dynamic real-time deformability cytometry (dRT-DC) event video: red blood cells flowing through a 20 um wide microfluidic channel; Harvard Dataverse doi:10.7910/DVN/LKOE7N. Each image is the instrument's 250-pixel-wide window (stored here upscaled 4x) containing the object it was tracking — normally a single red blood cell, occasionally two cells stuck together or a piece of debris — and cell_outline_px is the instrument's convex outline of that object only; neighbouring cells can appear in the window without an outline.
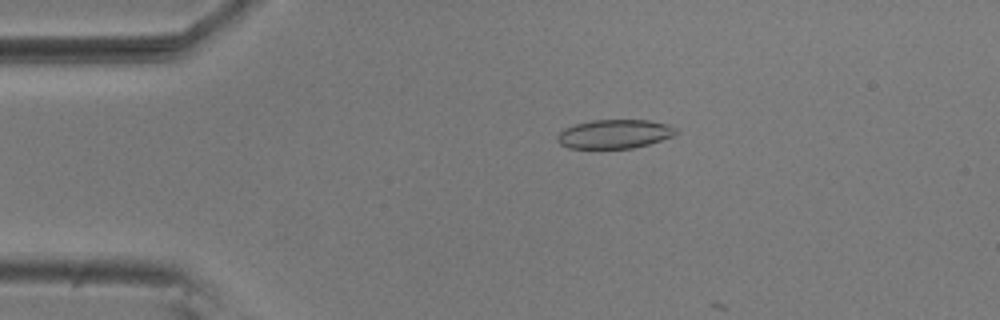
{"species": "common noctule bat (a hibernating species)", "species_latin": "Nyctalus noctula", "temperature_condition": "room temperature", "stored_images_in_passage": 12, "camera_frame_rate_fps": 3000, "um_per_image_px": 0.085, "animal": {"sex": "male", "body_mass_g": 20.5, "forearm_length_mm": 52.5}, "frame": {"image": 1, "passage_image": 11, "time_ms": 3.333, "image_size_px": [1000, 320], "cell_outline_px": [[680, 132], [676, 136], [648, 144], [632, 148], [568, 148], [560, 144], [556, 140], [556, 136], [564, 128], [576, 124], [592, 120], [648, 120], [668, 124], [676, 128]], "centroid_in_image_um": [52.27, 11.39], "position_along_channel_um": 32.7, "area_um2": 20.17}}